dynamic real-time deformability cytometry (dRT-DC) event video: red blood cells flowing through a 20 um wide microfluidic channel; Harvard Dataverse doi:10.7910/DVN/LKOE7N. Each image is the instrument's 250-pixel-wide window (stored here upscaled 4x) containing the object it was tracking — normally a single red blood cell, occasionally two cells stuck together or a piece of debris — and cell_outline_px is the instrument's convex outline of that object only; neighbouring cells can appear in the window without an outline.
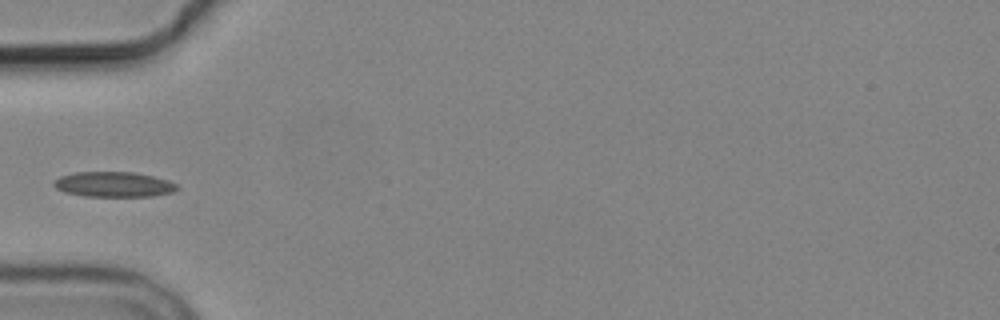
{"species": "common noctule bat (a hibernating species)", "species_latin": "Nyctalus noctula", "temperature_condition": "cold", "stored_images_in_passage": 5, "camera_frame_rate_fps": 3000, "um_per_image_px": 0.085, "animal": {"sex": "male", "body_mass_g": 19.2, "forearm_length_mm": 51.8}, "frame": {"image": 1, "passage_image": 4, "time_ms": 4.333, "image_size_px": [1000, 320], "cell_outline_px": [[180, 188], [172, 192], [152, 196], [84, 196], [64, 192], [56, 188], [52, 184], [60, 176], [76, 172], [136, 172], [168, 180], [176, 184]], "centroid_in_image_um": [9.67, 15.67], "position_along_channel_um": 75.3, "area_um2": 18.03}}
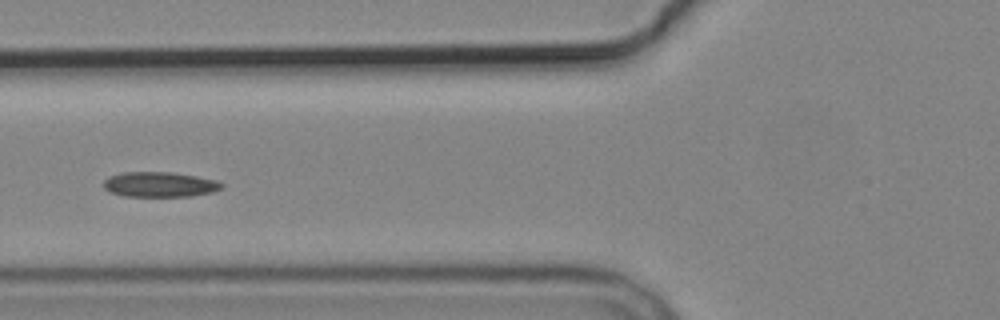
{"frame": {"image": 2, "passage_image": 5, "time_ms": 5.333, "image_size_px": [1000, 320], "cell_outline_px": [[224, 188], [212, 192], [192, 196], [124, 196], [112, 192], [104, 188], [104, 180], [108, 176], [124, 172], [172, 172], [196, 176], [216, 180], [224, 184]], "centroid_in_image_um": [13.6, 15.67], "position_along_channel_um": 112.2, "area_um2": 17.28}}